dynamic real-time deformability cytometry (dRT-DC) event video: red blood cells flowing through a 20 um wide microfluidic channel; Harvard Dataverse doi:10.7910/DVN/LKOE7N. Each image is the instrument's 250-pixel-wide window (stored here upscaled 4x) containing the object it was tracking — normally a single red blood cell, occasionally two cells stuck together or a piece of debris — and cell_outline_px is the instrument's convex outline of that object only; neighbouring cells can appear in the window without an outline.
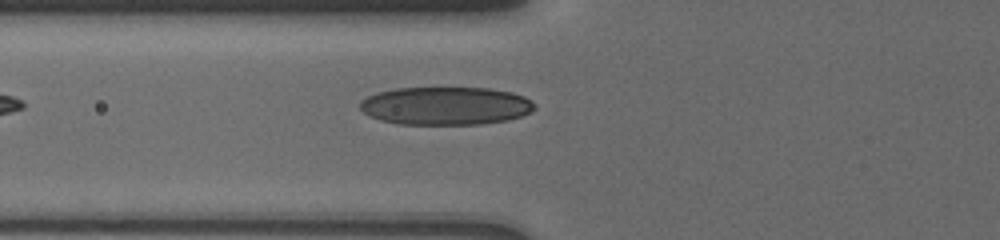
{"species": "human", "species_latin": "Homo sapiens", "temperature_condition": "cold", "stored_images_in_passage": 4, "camera_frame_rate_fps": 3000, "um_per_image_px": 0.085, "donor": {"sex": "male"}, "frame": {"image": 1, "passage_image": 4, "time_ms": 3.0, "image_size_px": [1000, 240], "cell_outline_px": [[536, 108], [520, 116], [508, 120], [480, 124], [400, 124], [380, 120], [368, 116], [360, 108], [360, 100], [376, 92], [396, 88], [488, 88], [512, 92], [524, 96], [532, 100], [536, 104]], "centroid_in_image_um": [37.87, 8.99], "position_along_channel_um": 87.9, "area_um2": 38.9}}